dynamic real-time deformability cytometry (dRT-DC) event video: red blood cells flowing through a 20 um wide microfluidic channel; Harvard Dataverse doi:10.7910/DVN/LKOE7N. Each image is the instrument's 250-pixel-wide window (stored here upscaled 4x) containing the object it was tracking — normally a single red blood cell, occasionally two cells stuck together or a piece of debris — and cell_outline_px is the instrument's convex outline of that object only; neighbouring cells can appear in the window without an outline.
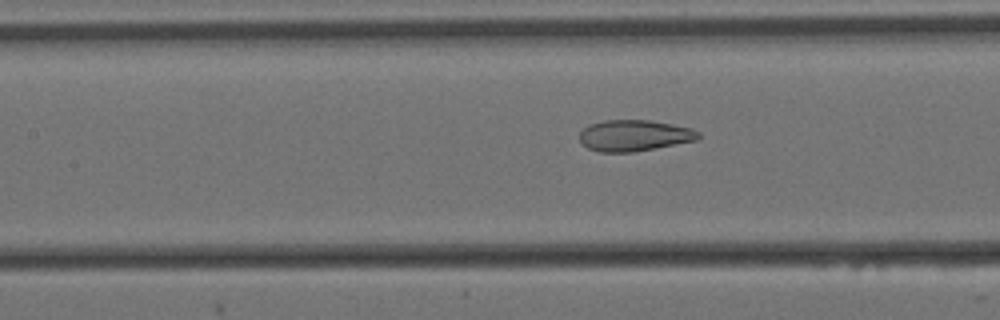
{"species": "Egyptian fruit bat (a non-hibernating species)", "species_latin": "Rousettus aegyptiacus", "temperature_condition": "cold", "stored_images_in_passage": 56, "camera_frame_rate_fps": 3000, "um_per_image_px": 0.085, "animal": {"sex": "female"}, "frame": {"image": 1, "passage_image": 25, "time_ms": 8.0, "image_size_px": [1000, 320], "cell_outline_px": [[700, 136], [696, 140], [632, 152], [600, 152], [588, 148], [580, 140], [580, 132], [588, 124], [604, 120], [648, 120], [672, 124], [692, 128], [700, 132]], "centroid_in_image_um": [53.9, 11.51], "position_along_channel_um": 153.5, "area_um2": 21.44}}
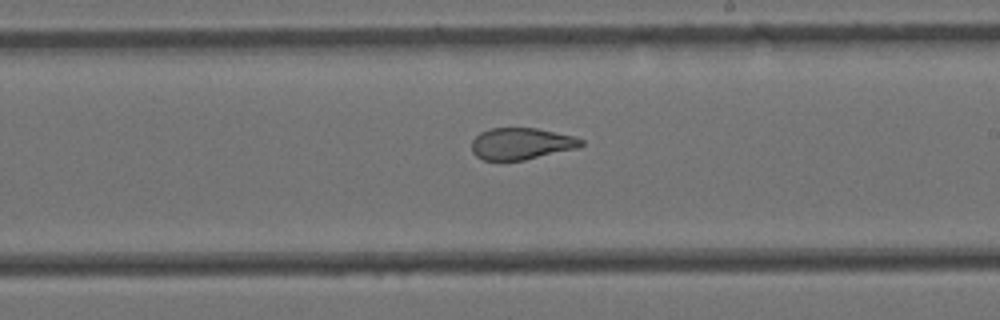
{"frame": {"image": 2, "passage_image": 33, "time_ms": 10.667, "image_size_px": [1000, 320], "cell_outline_px": [[584, 144], [580, 148], [524, 160], [484, 160], [476, 156], [472, 152], [472, 140], [480, 132], [488, 128], [536, 128], [576, 136], [584, 140]], "centroid_in_image_um": [44.35, 12.21], "position_along_channel_um": 244.7, "area_um2": 20.46}}
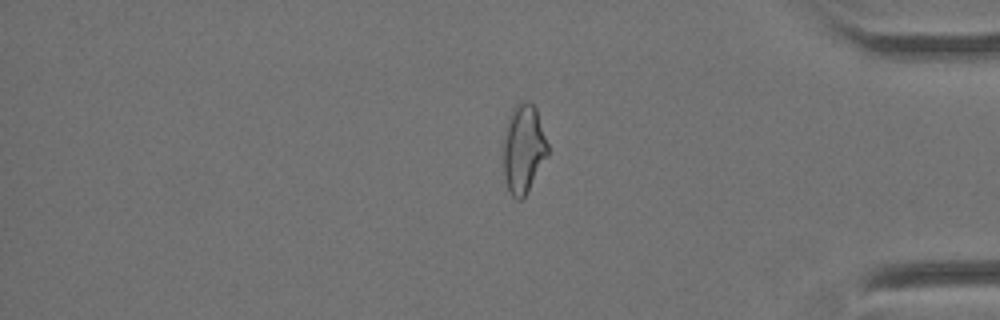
{"frame": {"image": 3, "passage_image": 48, "time_ms": 15.667, "image_size_px": [1000, 320], "cell_outline_px": [[548, 156], [524, 196], [520, 200], [516, 200], [512, 196], [504, 180], [504, 140], [508, 116], [512, 108], [520, 100], [528, 100], [536, 108], [548, 144]], "centroid_in_image_um": [44.5, 12.61], "position_along_channel_um": 390.7, "area_um2": 22.95}, "authors_computed_cell_mechanics": {"area_um2": 23.0911, "velocity_mm_per_s": 3.4456, "shape_relaxation_time_tau1_ms": null, "shape_relaxation_time_tau2_ms": 1.6237, "deformation_change_tau1": null, "deformation_change_tau2": 0.1007}}